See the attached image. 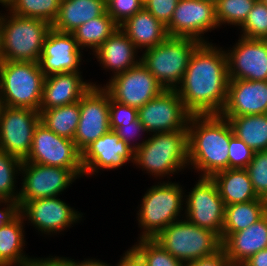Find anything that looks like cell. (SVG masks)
I'll list each match as a JSON object with an SVG mask.
<instances>
[{
	"instance_id": "d6a6232c",
	"label": "cell",
	"mask_w": 267,
	"mask_h": 266,
	"mask_svg": "<svg viewBox=\"0 0 267 266\" xmlns=\"http://www.w3.org/2000/svg\"><path fill=\"white\" fill-rule=\"evenodd\" d=\"M61 0H8L3 6L11 14L39 18L51 25L57 18Z\"/></svg>"
},
{
	"instance_id": "7c38bea8",
	"label": "cell",
	"mask_w": 267,
	"mask_h": 266,
	"mask_svg": "<svg viewBox=\"0 0 267 266\" xmlns=\"http://www.w3.org/2000/svg\"><path fill=\"white\" fill-rule=\"evenodd\" d=\"M103 88L114 101L139 109L164 88L140 61L133 68L109 79Z\"/></svg>"
},
{
	"instance_id": "4dcf8cb0",
	"label": "cell",
	"mask_w": 267,
	"mask_h": 266,
	"mask_svg": "<svg viewBox=\"0 0 267 266\" xmlns=\"http://www.w3.org/2000/svg\"><path fill=\"white\" fill-rule=\"evenodd\" d=\"M118 27L113 18L105 11L101 16L82 24L72 33L81 50L87 47L94 53Z\"/></svg>"
},
{
	"instance_id": "ee69618b",
	"label": "cell",
	"mask_w": 267,
	"mask_h": 266,
	"mask_svg": "<svg viewBox=\"0 0 267 266\" xmlns=\"http://www.w3.org/2000/svg\"><path fill=\"white\" fill-rule=\"evenodd\" d=\"M184 266H232L230 260L227 258L226 253L223 248H221L216 253L208 256L199 258Z\"/></svg>"
},
{
	"instance_id": "2e32d148",
	"label": "cell",
	"mask_w": 267,
	"mask_h": 266,
	"mask_svg": "<svg viewBox=\"0 0 267 266\" xmlns=\"http://www.w3.org/2000/svg\"><path fill=\"white\" fill-rule=\"evenodd\" d=\"M217 27L219 28L213 3L203 0H179L166 29L171 37H188L201 43H209L207 38L205 40L204 33Z\"/></svg>"
},
{
	"instance_id": "b9f144b4",
	"label": "cell",
	"mask_w": 267,
	"mask_h": 266,
	"mask_svg": "<svg viewBox=\"0 0 267 266\" xmlns=\"http://www.w3.org/2000/svg\"><path fill=\"white\" fill-rule=\"evenodd\" d=\"M179 0H144V7L163 25L167 26Z\"/></svg>"
},
{
	"instance_id": "836d02e7",
	"label": "cell",
	"mask_w": 267,
	"mask_h": 266,
	"mask_svg": "<svg viewBox=\"0 0 267 266\" xmlns=\"http://www.w3.org/2000/svg\"><path fill=\"white\" fill-rule=\"evenodd\" d=\"M21 164V159L0 150V200L18 201L20 191H16L15 184Z\"/></svg>"
},
{
	"instance_id": "9c48e42d",
	"label": "cell",
	"mask_w": 267,
	"mask_h": 266,
	"mask_svg": "<svg viewBox=\"0 0 267 266\" xmlns=\"http://www.w3.org/2000/svg\"><path fill=\"white\" fill-rule=\"evenodd\" d=\"M20 174L23 177L18 198L21 208L27 201L59 196L77 178L84 176V170L45 166L23 160Z\"/></svg>"
},
{
	"instance_id": "30bf717a",
	"label": "cell",
	"mask_w": 267,
	"mask_h": 266,
	"mask_svg": "<svg viewBox=\"0 0 267 266\" xmlns=\"http://www.w3.org/2000/svg\"><path fill=\"white\" fill-rule=\"evenodd\" d=\"M194 187L184 195L185 205L182 218L194 225L213 231L222 239L225 219V204L211 177H198Z\"/></svg>"
},
{
	"instance_id": "4316f807",
	"label": "cell",
	"mask_w": 267,
	"mask_h": 266,
	"mask_svg": "<svg viewBox=\"0 0 267 266\" xmlns=\"http://www.w3.org/2000/svg\"><path fill=\"white\" fill-rule=\"evenodd\" d=\"M211 178L225 206L259 199L245 168L225 169Z\"/></svg>"
},
{
	"instance_id": "83f0119b",
	"label": "cell",
	"mask_w": 267,
	"mask_h": 266,
	"mask_svg": "<svg viewBox=\"0 0 267 266\" xmlns=\"http://www.w3.org/2000/svg\"><path fill=\"white\" fill-rule=\"evenodd\" d=\"M24 217L20 214L0 228V266H32L35 258L24 253Z\"/></svg>"
},
{
	"instance_id": "484cf974",
	"label": "cell",
	"mask_w": 267,
	"mask_h": 266,
	"mask_svg": "<svg viewBox=\"0 0 267 266\" xmlns=\"http://www.w3.org/2000/svg\"><path fill=\"white\" fill-rule=\"evenodd\" d=\"M105 11L104 0H61L52 28L60 32L72 33L85 22L101 16Z\"/></svg>"
},
{
	"instance_id": "44dd1931",
	"label": "cell",
	"mask_w": 267,
	"mask_h": 266,
	"mask_svg": "<svg viewBox=\"0 0 267 266\" xmlns=\"http://www.w3.org/2000/svg\"><path fill=\"white\" fill-rule=\"evenodd\" d=\"M267 114V81L229 79L222 117Z\"/></svg>"
},
{
	"instance_id": "8992f818",
	"label": "cell",
	"mask_w": 267,
	"mask_h": 266,
	"mask_svg": "<svg viewBox=\"0 0 267 266\" xmlns=\"http://www.w3.org/2000/svg\"><path fill=\"white\" fill-rule=\"evenodd\" d=\"M44 80L38 62L0 60L2 105L39 111Z\"/></svg>"
},
{
	"instance_id": "7bdbcfd3",
	"label": "cell",
	"mask_w": 267,
	"mask_h": 266,
	"mask_svg": "<svg viewBox=\"0 0 267 266\" xmlns=\"http://www.w3.org/2000/svg\"><path fill=\"white\" fill-rule=\"evenodd\" d=\"M145 127L141 124L139 119L134 122L121 124L115 132L118 134V137L123 140L129 147H131L134 151L138 149L146 139H142L143 141L133 143L135 140L137 141V137L141 136L143 132H145ZM138 134V135H137ZM132 141V142H131Z\"/></svg>"
},
{
	"instance_id": "c3c4849f",
	"label": "cell",
	"mask_w": 267,
	"mask_h": 266,
	"mask_svg": "<svg viewBox=\"0 0 267 266\" xmlns=\"http://www.w3.org/2000/svg\"><path fill=\"white\" fill-rule=\"evenodd\" d=\"M243 264L245 266H267V248L252 255Z\"/></svg>"
},
{
	"instance_id": "6da1fadb",
	"label": "cell",
	"mask_w": 267,
	"mask_h": 266,
	"mask_svg": "<svg viewBox=\"0 0 267 266\" xmlns=\"http://www.w3.org/2000/svg\"><path fill=\"white\" fill-rule=\"evenodd\" d=\"M228 84L225 50L212 42L201 43L176 91L191 115H220L226 105Z\"/></svg>"
},
{
	"instance_id": "8fae6325",
	"label": "cell",
	"mask_w": 267,
	"mask_h": 266,
	"mask_svg": "<svg viewBox=\"0 0 267 266\" xmlns=\"http://www.w3.org/2000/svg\"><path fill=\"white\" fill-rule=\"evenodd\" d=\"M39 122V111L3 105L0 110V150L25 160L30 154L34 130Z\"/></svg>"
},
{
	"instance_id": "cb8c5ba5",
	"label": "cell",
	"mask_w": 267,
	"mask_h": 266,
	"mask_svg": "<svg viewBox=\"0 0 267 266\" xmlns=\"http://www.w3.org/2000/svg\"><path fill=\"white\" fill-rule=\"evenodd\" d=\"M138 52L134 43L118 27L93 55L102 68L112 71L113 76L111 77H114L133 68L141 61L137 55Z\"/></svg>"
},
{
	"instance_id": "3957f363",
	"label": "cell",
	"mask_w": 267,
	"mask_h": 266,
	"mask_svg": "<svg viewBox=\"0 0 267 266\" xmlns=\"http://www.w3.org/2000/svg\"><path fill=\"white\" fill-rule=\"evenodd\" d=\"M51 28L39 18L0 13V60L39 62Z\"/></svg>"
},
{
	"instance_id": "f907efd6",
	"label": "cell",
	"mask_w": 267,
	"mask_h": 266,
	"mask_svg": "<svg viewBox=\"0 0 267 266\" xmlns=\"http://www.w3.org/2000/svg\"><path fill=\"white\" fill-rule=\"evenodd\" d=\"M203 1L211 2V3H213L215 5L218 0H203Z\"/></svg>"
},
{
	"instance_id": "e0dca14e",
	"label": "cell",
	"mask_w": 267,
	"mask_h": 266,
	"mask_svg": "<svg viewBox=\"0 0 267 266\" xmlns=\"http://www.w3.org/2000/svg\"><path fill=\"white\" fill-rule=\"evenodd\" d=\"M20 214L24 220L38 231L54 235L76 224L82 218V213L71 208L60 198L50 197L27 201Z\"/></svg>"
},
{
	"instance_id": "7a4b0ae2",
	"label": "cell",
	"mask_w": 267,
	"mask_h": 266,
	"mask_svg": "<svg viewBox=\"0 0 267 266\" xmlns=\"http://www.w3.org/2000/svg\"><path fill=\"white\" fill-rule=\"evenodd\" d=\"M189 166L211 177L229 169V142L234 135L229 121L221 115H191L187 126Z\"/></svg>"
},
{
	"instance_id": "f546056e",
	"label": "cell",
	"mask_w": 267,
	"mask_h": 266,
	"mask_svg": "<svg viewBox=\"0 0 267 266\" xmlns=\"http://www.w3.org/2000/svg\"><path fill=\"white\" fill-rule=\"evenodd\" d=\"M267 213L264 199L251 200L225 206L222 233H235L248 228Z\"/></svg>"
},
{
	"instance_id": "ac0fdd59",
	"label": "cell",
	"mask_w": 267,
	"mask_h": 266,
	"mask_svg": "<svg viewBox=\"0 0 267 266\" xmlns=\"http://www.w3.org/2000/svg\"><path fill=\"white\" fill-rule=\"evenodd\" d=\"M233 46L225 50L229 79L267 81V39L240 36Z\"/></svg>"
},
{
	"instance_id": "9a60e30c",
	"label": "cell",
	"mask_w": 267,
	"mask_h": 266,
	"mask_svg": "<svg viewBox=\"0 0 267 266\" xmlns=\"http://www.w3.org/2000/svg\"><path fill=\"white\" fill-rule=\"evenodd\" d=\"M25 162L68 169H83L81 152L71 139L58 136L43 123L35 127L30 154Z\"/></svg>"
},
{
	"instance_id": "f1b7e54d",
	"label": "cell",
	"mask_w": 267,
	"mask_h": 266,
	"mask_svg": "<svg viewBox=\"0 0 267 266\" xmlns=\"http://www.w3.org/2000/svg\"><path fill=\"white\" fill-rule=\"evenodd\" d=\"M223 118L229 121L234 135L252 150H267V114Z\"/></svg>"
},
{
	"instance_id": "f6af8a7d",
	"label": "cell",
	"mask_w": 267,
	"mask_h": 266,
	"mask_svg": "<svg viewBox=\"0 0 267 266\" xmlns=\"http://www.w3.org/2000/svg\"><path fill=\"white\" fill-rule=\"evenodd\" d=\"M2 204V205H1ZM6 205L3 209L0 208V228L6 224H10L20 215V205L18 201L0 200V206Z\"/></svg>"
},
{
	"instance_id": "60d3db41",
	"label": "cell",
	"mask_w": 267,
	"mask_h": 266,
	"mask_svg": "<svg viewBox=\"0 0 267 266\" xmlns=\"http://www.w3.org/2000/svg\"><path fill=\"white\" fill-rule=\"evenodd\" d=\"M109 119L110 128L115 131L121 124L137 120L138 109L114 101L110 96Z\"/></svg>"
},
{
	"instance_id": "5b68a950",
	"label": "cell",
	"mask_w": 267,
	"mask_h": 266,
	"mask_svg": "<svg viewBox=\"0 0 267 266\" xmlns=\"http://www.w3.org/2000/svg\"><path fill=\"white\" fill-rule=\"evenodd\" d=\"M183 189L179 183L168 180L159 182L146 191L137 211L138 225L143 229L139 240L155 239L167 226L183 216Z\"/></svg>"
},
{
	"instance_id": "277c9868",
	"label": "cell",
	"mask_w": 267,
	"mask_h": 266,
	"mask_svg": "<svg viewBox=\"0 0 267 266\" xmlns=\"http://www.w3.org/2000/svg\"><path fill=\"white\" fill-rule=\"evenodd\" d=\"M135 164L156 179L184 171L189 166L187 129L151 134L135 150Z\"/></svg>"
},
{
	"instance_id": "816d5d0a",
	"label": "cell",
	"mask_w": 267,
	"mask_h": 266,
	"mask_svg": "<svg viewBox=\"0 0 267 266\" xmlns=\"http://www.w3.org/2000/svg\"><path fill=\"white\" fill-rule=\"evenodd\" d=\"M8 0H0V5H4Z\"/></svg>"
},
{
	"instance_id": "d6986e66",
	"label": "cell",
	"mask_w": 267,
	"mask_h": 266,
	"mask_svg": "<svg viewBox=\"0 0 267 266\" xmlns=\"http://www.w3.org/2000/svg\"><path fill=\"white\" fill-rule=\"evenodd\" d=\"M135 151L118 134L110 130L81 152L84 175H96L99 170H114L131 161L134 165Z\"/></svg>"
},
{
	"instance_id": "ba28073f",
	"label": "cell",
	"mask_w": 267,
	"mask_h": 266,
	"mask_svg": "<svg viewBox=\"0 0 267 266\" xmlns=\"http://www.w3.org/2000/svg\"><path fill=\"white\" fill-rule=\"evenodd\" d=\"M155 240L183 264L208 257L222 248L221 238L216 233L186 218L171 223Z\"/></svg>"
},
{
	"instance_id": "681fc988",
	"label": "cell",
	"mask_w": 267,
	"mask_h": 266,
	"mask_svg": "<svg viewBox=\"0 0 267 266\" xmlns=\"http://www.w3.org/2000/svg\"><path fill=\"white\" fill-rule=\"evenodd\" d=\"M71 266H112L108 263L102 262L97 259H84L82 262L81 261H76L74 259H69L67 257H63Z\"/></svg>"
},
{
	"instance_id": "bcb514c9",
	"label": "cell",
	"mask_w": 267,
	"mask_h": 266,
	"mask_svg": "<svg viewBox=\"0 0 267 266\" xmlns=\"http://www.w3.org/2000/svg\"><path fill=\"white\" fill-rule=\"evenodd\" d=\"M130 248L123 254L116 266H147L142 256L133 247Z\"/></svg>"
},
{
	"instance_id": "d4e9b609",
	"label": "cell",
	"mask_w": 267,
	"mask_h": 266,
	"mask_svg": "<svg viewBox=\"0 0 267 266\" xmlns=\"http://www.w3.org/2000/svg\"><path fill=\"white\" fill-rule=\"evenodd\" d=\"M119 28L137 49L153 48L169 36L166 26L159 22L145 7L127 19Z\"/></svg>"
},
{
	"instance_id": "7dc6e473",
	"label": "cell",
	"mask_w": 267,
	"mask_h": 266,
	"mask_svg": "<svg viewBox=\"0 0 267 266\" xmlns=\"http://www.w3.org/2000/svg\"><path fill=\"white\" fill-rule=\"evenodd\" d=\"M51 257V258H50ZM32 266H71L63 257L35 258Z\"/></svg>"
},
{
	"instance_id": "74e56055",
	"label": "cell",
	"mask_w": 267,
	"mask_h": 266,
	"mask_svg": "<svg viewBox=\"0 0 267 266\" xmlns=\"http://www.w3.org/2000/svg\"><path fill=\"white\" fill-rule=\"evenodd\" d=\"M253 189L258 198L267 199V150L255 151L253 159L246 166Z\"/></svg>"
},
{
	"instance_id": "1f68e13d",
	"label": "cell",
	"mask_w": 267,
	"mask_h": 266,
	"mask_svg": "<svg viewBox=\"0 0 267 266\" xmlns=\"http://www.w3.org/2000/svg\"><path fill=\"white\" fill-rule=\"evenodd\" d=\"M40 122L58 136L73 140L80 117V101L55 107L47 110H39Z\"/></svg>"
},
{
	"instance_id": "d590c367",
	"label": "cell",
	"mask_w": 267,
	"mask_h": 266,
	"mask_svg": "<svg viewBox=\"0 0 267 266\" xmlns=\"http://www.w3.org/2000/svg\"><path fill=\"white\" fill-rule=\"evenodd\" d=\"M132 247L142 256L147 266H184L155 239H138Z\"/></svg>"
},
{
	"instance_id": "52a82bcc",
	"label": "cell",
	"mask_w": 267,
	"mask_h": 266,
	"mask_svg": "<svg viewBox=\"0 0 267 266\" xmlns=\"http://www.w3.org/2000/svg\"><path fill=\"white\" fill-rule=\"evenodd\" d=\"M200 44L193 38L169 36L155 47L143 50L141 62L164 89L176 90L194 50Z\"/></svg>"
},
{
	"instance_id": "8d00e7d4",
	"label": "cell",
	"mask_w": 267,
	"mask_h": 266,
	"mask_svg": "<svg viewBox=\"0 0 267 266\" xmlns=\"http://www.w3.org/2000/svg\"><path fill=\"white\" fill-rule=\"evenodd\" d=\"M241 27V36L248 39H267V4L256 0Z\"/></svg>"
},
{
	"instance_id": "e575fe53",
	"label": "cell",
	"mask_w": 267,
	"mask_h": 266,
	"mask_svg": "<svg viewBox=\"0 0 267 266\" xmlns=\"http://www.w3.org/2000/svg\"><path fill=\"white\" fill-rule=\"evenodd\" d=\"M256 0H218L215 4V17L218 26H241L252 10Z\"/></svg>"
},
{
	"instance_id": "5bb4252c",
	"label": "cell",
	"mask_w": 267,
	"mask_h": 266,
	"mask_svg": "<svg viewBox=\"0 0 267 266\" xmlns=\"http://www.w3.org/2000/svg\"><path fill=\"white\" fill-rule=\"evenodd\" d=\"M109 107L110 94L102 86H92L80 99V117L73 138L80 152L111 130Z\"/></svg>"
},
{
	"instance_id": "db71d44e",
	"label": "cell",
	"mask_w": 267,
	"mask_h": 266,
	"mask_svg": "<svg viewBox=\"0 0 267 266\" xmlns=\"http://www.w3.org/2000/svg\"><path fill=\"white\" fill-rule=\"evenodd\" d=\"M234 266H245V265L242 263V264H236Z\"/></svg>"
},
{
	"instance_id": "4fadbf2b",
	"label": "cell",
	"mask_w": 267,
	"mask_h": 266,
	"mask_svg": "<svg viewBox=\"0 0 267 266\" xmlns=\"http://www.w3.org/2000/svg\"><path fill=\"white\" fill-rule=\"evenodd\" d=\"M190 116L176 90L164 89L138 109V119L149 135L187 129Z\"/></svg>"
},
{
	"instance_id": "ab89813d",
	"label": "cell",
	"mask_w": 267,
	"mask_h": 266,
	"mask_svg": "<svg viewBox=\"0 0 267 266\" xmlns=\"http://www.w3.org/2000/svg\"><path fill=\"white\" fill-rule=\"evenodd\" d=\"M229 169L246 168L253 159L252 150L243 140L233 135L229 142Z\"/></svg>"
},
{
	"instance_id": "f5cc1de1",
	"label": "cell",
	"mask_w": 267,
	"mask_h": 266,
	"mask_svg": "<svg viewBox=\"0 0 267 266\" xmlns=\"http://www.w3.org/2000/svg\"><path fill=\"white\" fill-rule=\"evenodd\" d=\"M2 101H1V97H0V110H1V107H2Z\"/></svg>"
},
{
	"instance_id": "603a6c76",
	"label": "cell",
	"mask_w": 267,
	"mask_h": 266,
	"mask_svg": "<svg viewBox=\"0 0 267 266\" xmlns=\"http://www.w3.org/2000/svg\"><path fill=\"white\" fill-rule=\"evenodd\" d=\"M222 248L232 266L267 248V213L248 228L235 233H222Z\"/></svg>"
},
{
	"instance_id": "f35d334b",
	"label": "cell",
	"mask_w": 267,
	"mask_h": 266,
	"mask_svg": "<svg viewBox=\"0 0 267 266\" xmlns=\"http://www.w3.org/2000/svg\"><path fill=\"white\" fill-rule=\"evenodd\" d=\"M144 7V0H109L106 12L120 26Z\"/></svg>"
},
{
	"instance_id": "7402d4cb",
	"label": "cell",
	"mask_w": 267,
	"mask_h": 266,
	"mask_svg": "<svg viewBox=\"0 0 267 266\" xmlns=\"http://www.w3.org/2000/svg\"><path fill=\"white\" fill-rule=\"evenodd\" d=\"M81 72L53 74L45 77L39 110L61 107L80 101L92 86H101L84 81Z\"/></svg>"
},
{
	"instance_id": "ffe728a7",
	"label": "cell",
	"mask_w": 267,
	"mask_h": 266,
	"mask_svg": "<svg viewBox=\"0 0 267 266\" xmlns=\"http://www.w3.org/2000/svg\"><path fill=\"white\" fill-rule=\"evenodd\" d=\"M73 33L49 30L44 41L39 66L45 77L68 72H81L82 53Z\"/></svg>"
}]
</instances>
